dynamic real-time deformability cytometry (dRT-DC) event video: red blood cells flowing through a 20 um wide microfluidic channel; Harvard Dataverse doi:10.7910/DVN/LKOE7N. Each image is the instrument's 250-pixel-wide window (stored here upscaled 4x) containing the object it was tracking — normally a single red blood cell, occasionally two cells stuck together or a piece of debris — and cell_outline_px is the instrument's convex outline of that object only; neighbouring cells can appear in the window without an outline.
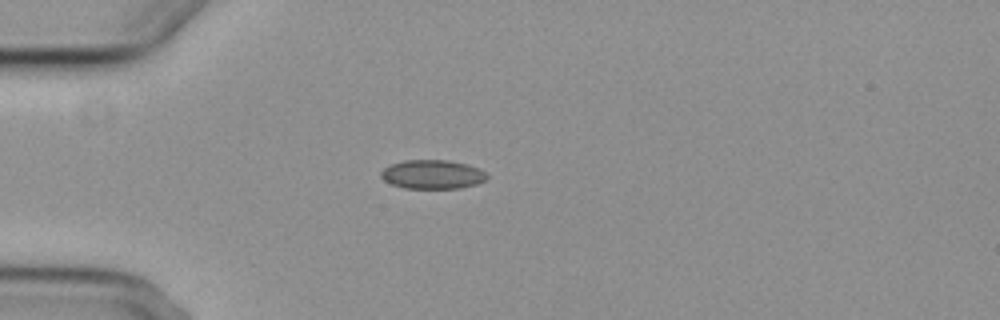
{"species": "common noctule bat (a hibernating species)", "species_latin": "Nyctalus noctula", "temperature_condition": "cold", "stored_images_in_passage": 5, "camera_frame_rate_fps": 3000, "um_per_image_px": 0.085, "animal": {"sex": "female", "body_mass_g": 29.2, "forearm_length_mm": 56.3}, "frame": {"image": 1, "passage_image": 4, "time_ms": 3.667, "image_size_px": [1000, 320], "cell_outline_px": [[488, 180], [476, 184], [460, 188], [404, 188], [392, 184], [384, 180], [380, 176], [380, 172], [384, 168], [392, 164], [404, 160], [448, 160], [468, 164], [480, 168], [488, 176]], "centroid_in_image_um": [36.78, 14.82], "position_along_channel_um": 48.2, "area_um2": 17.98}}